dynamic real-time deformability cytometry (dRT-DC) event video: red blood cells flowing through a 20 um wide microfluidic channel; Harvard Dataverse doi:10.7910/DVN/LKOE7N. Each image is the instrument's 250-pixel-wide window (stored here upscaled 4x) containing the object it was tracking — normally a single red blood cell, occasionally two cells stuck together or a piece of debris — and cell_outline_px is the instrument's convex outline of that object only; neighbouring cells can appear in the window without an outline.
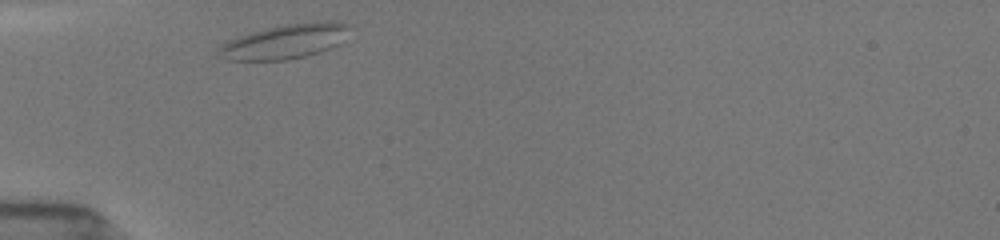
{"species": "common noctule bat (a hibernating species)", "species_latin": "Nyctalus noctula", "temperature_condition": "room temperature", "stored_images_in_passage": 31, "camera_frame_rate_fps": 3000, "um_per_image_px": 0.085, "animal": {"sex": "female", "body_mass_g": 19.5, "forearm_length_mm": 54.1}, "frame": {"image": 1, "passage_image": 1, "time_ms": 0.0, "image_size_px": [1000, 240], "cell_outline_px": [[352, 24], [336, 44], [332, 48], [320, 52], [288, 60], [224, 60], [216, 52], [216, 48], [220, 44], [236, 36], [248, 32], [288, 24], [316, 20], [336, 20]], "centroid_in_image_um": [24.16, 3.51], "position_along_channel_um": 60.8, "area_um2": 26.65}}
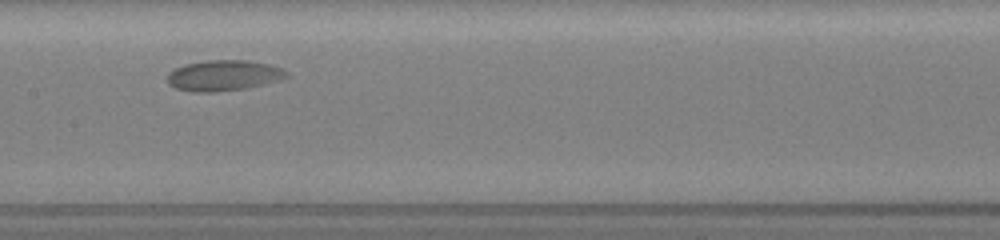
{"frame": {"image": 2, "passage_image": 12, "time_ms": 3.667, "image_size_px": [1000, 240], "cell_outline_px": [[288, 76], [280, 80], [264, 84], [244, 88], [212, 92], [192, 92], [176, 88], [168, 84], [168, 72], [184, 64], [204, 60], [248, 60], [268, 64], [280, 68], [288, 72]], "centroid_in_image_um": [18.98, 6.41], "position_along_channel_um": 188.4, "area_um2": 21.27}}
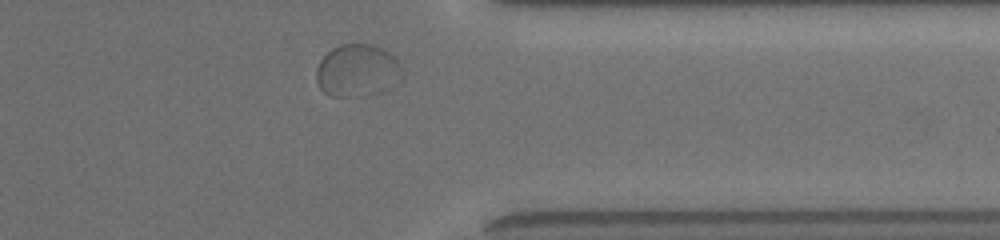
{"frame": {"image": 3, "passage_image": 28, "time_ms": 9.0, "image_size_px": [1000, 240], "cell_outline_px": [[400, 64], [396, 68], [360, 96], [332, 96], [324, 92], [320, 88], [316, 80], [316, 68], [320, 60], [332, 48], [340, 44], [372, 44], [384, 48]], "centroid_in_image_um": [30.05, 5.86], "position_along_channel_um": 381.4, "area_um2": 23.29}}